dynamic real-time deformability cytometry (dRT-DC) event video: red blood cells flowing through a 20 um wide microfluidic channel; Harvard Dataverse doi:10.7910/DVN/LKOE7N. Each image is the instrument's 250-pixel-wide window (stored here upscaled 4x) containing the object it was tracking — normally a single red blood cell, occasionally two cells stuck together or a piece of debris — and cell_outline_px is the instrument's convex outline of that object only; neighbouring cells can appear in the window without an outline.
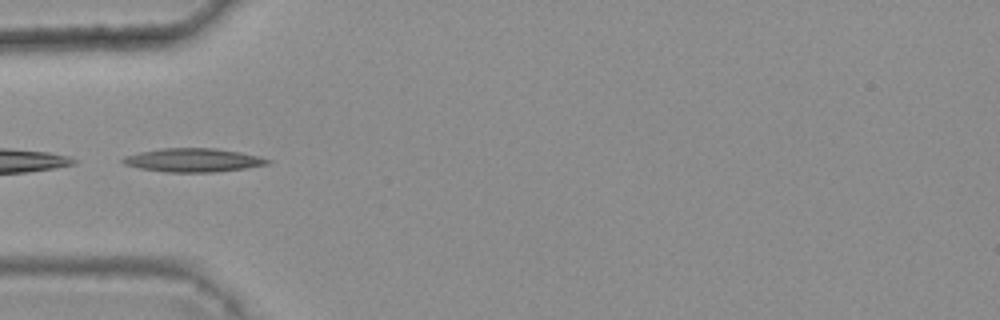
{"species": "common noctule bat (a hibernating species)", "species_latin": "Nyctalus noctula", "temperature_condition": "warm", "stored_images_in_passage": 10, "camera_frame_rate_fps": 3000, "um_per_image_px": 0.085, "animal": {"sex": "female", "body_mass_g": 25.1}, "frame": {"image": 1, "passage_image": 6, "time_ms": 1.667, "image_size_px": [1000, 320], "cell_outline_px": [[272, 160], [268, 164], [248, 168], [212, 172], [164, 172], [140, 168], [124, 164], [120, 160], [124, 156], [140, 152], [164, 148], [216, 148], [240, 152]], "centroid_in_image_um": [16.41, 13.61], "position_along_channel_um": 68.6, "area_um2": 19.83}}